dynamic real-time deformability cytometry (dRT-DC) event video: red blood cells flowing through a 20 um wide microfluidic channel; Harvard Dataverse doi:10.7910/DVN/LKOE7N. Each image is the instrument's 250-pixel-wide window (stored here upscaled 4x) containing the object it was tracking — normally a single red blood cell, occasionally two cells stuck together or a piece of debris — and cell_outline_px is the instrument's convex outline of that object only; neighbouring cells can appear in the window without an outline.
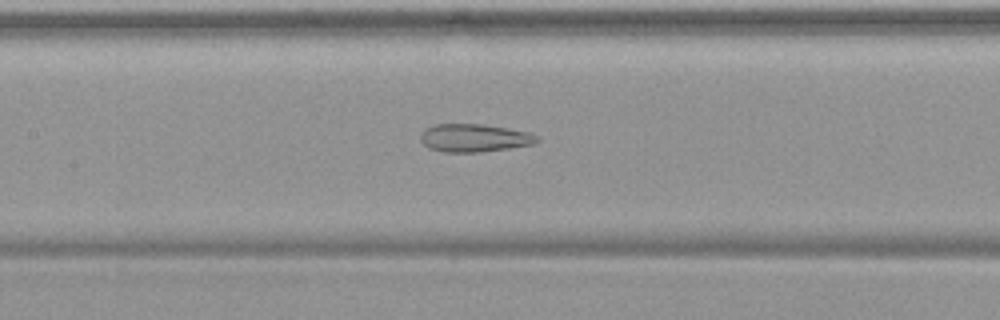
{"species": "common noctule bat (a hibernating species)", "species_latin": "Nyctalus noctula", "temperature_condition": "warm", "stored_images_in_passage": 54, "camera_frame_rate_fps": 3000, "um_per_image_px": 0.085, "animal": {"sex": "female", "body_mass_g": 19.9}, "frame": {"image": 1, "passage_image": 26, "time_ms": 8.333, "image_size_px": [1000, 320], "cell_outline_px": [[540, 140], [532, 144], [508, 148], [480, 152], [444, 152], [428, 148], [420, 140], [420, 132], [424, 128], [436, 124], [480, 124], [508, 128], [532, 132], [540, 136]], "centroid_in_image_um": [40.31, 11.72], "position_along_channel_um": 167.1, "area_um2": 19.19}}
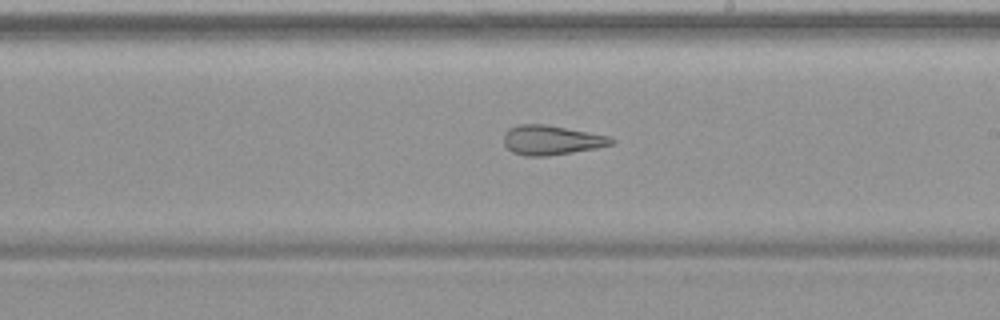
{"frame": {"image": 2, "passage_image": 32, "time_ms": 10.333, "image_size_px": [1000, 320], "cell_outline_px": [[616, 140], [612, 144], [596, 148], [548, 156], [524, 156], [512, 152], [504, 144], [504, 132], [508, 128], [516, 124], [544, 124], [608, 136]], "centroid_in_image_um": [46.82, 11.91], "position_along_channel_um": 242.2, "area_um2": 18.44}}
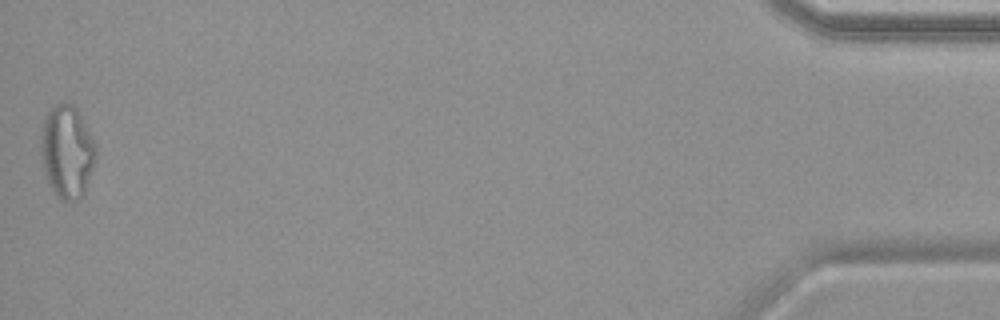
{"frame": {"image": 3, "passage_image": 54, "time_ms": 17.667, "image_size_px": [1000, 320], "cell_outline_px": [[96, 160], [84, 192], [80, 200], [64, 200], [52, 192], [44, 176], [40, 152], [40, 136], [44, 120], [48, 112], [56, 104], [72, 104], [76, 108], [96, 144]], "centroid_in_image_um": [5.68, 12.93], "position_along_channel_um": 429.5, "area_um2": 29.82}, "authors_computed_cell_mechanics": {"area_um2": 25.4031, "velocity_mm_per_s": 3.7736, "shape_relaxation_time_tau1_ms": null, "shape_relaxation_time_tau2_ms": 2.5627, "deformation_change_tau1": null, "deformation_change_tau2": 0.1353}}